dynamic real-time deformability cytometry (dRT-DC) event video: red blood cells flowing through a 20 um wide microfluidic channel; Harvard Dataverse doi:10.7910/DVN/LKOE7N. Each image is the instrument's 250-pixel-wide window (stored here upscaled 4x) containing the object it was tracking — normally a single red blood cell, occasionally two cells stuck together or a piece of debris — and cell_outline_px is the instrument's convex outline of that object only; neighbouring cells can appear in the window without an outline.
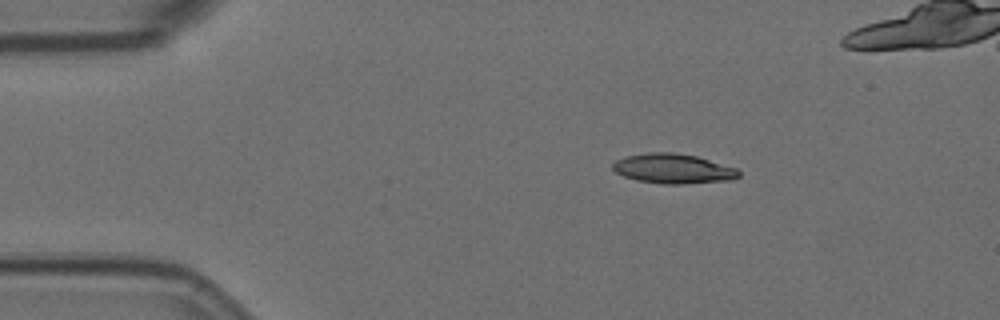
{"species": "Egyptian fruit bat (a non-hibernating species)", "species_latin": "Rousettus aegyptiacus", "temperature_condition": "room temperature", "stored_images_in_passage": 3, "camera_frame_rate_fps": 3000, "um_per_image_px": 0.085, "animal": {"sex": "female"}, "frame": {"image": 1, "passage_image": 1, "time_ms": 0.0, "image_size_px": [1000, 320], "cell_outline_px": [[740, 176], [732, 180], [680, 184], [664, 184], [636, 180], [624, 176], [616, 172], [612, 168], [612, 164], [616, 160], [624, 156], [648, 152], [672, 152], [696, 156], [736, 168], [740, 172]], "centroid_in_image_um": [57.2, 14.33], "position_along_channel_um": 27.8, "area_um2": 21.85}}